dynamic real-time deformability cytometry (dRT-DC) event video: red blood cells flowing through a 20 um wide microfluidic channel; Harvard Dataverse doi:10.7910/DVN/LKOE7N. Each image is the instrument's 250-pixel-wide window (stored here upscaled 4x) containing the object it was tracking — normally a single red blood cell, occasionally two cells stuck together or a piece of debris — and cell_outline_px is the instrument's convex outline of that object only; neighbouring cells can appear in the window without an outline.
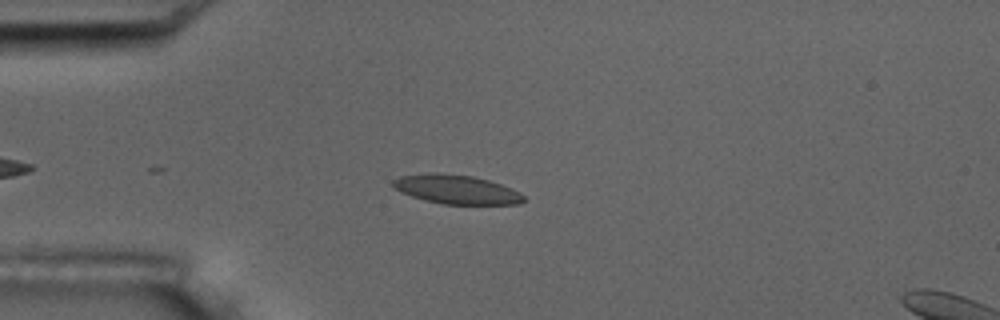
{"species": "common noctule bat (a hibernating species)", "species_latin": "Nyctalus noctula", "temperature_condition": "room temperature", "stored_images_in_passage": 10, "camera_frame_rate_fps": 3000, "um_per_image_px": 0.085, "animal": {"sex": "male", "body_mass_g": 17.5, "forearm_length_mm": 52.3}, "frame": {"image": 1, "passage_image": 4, "time_ms": 3.333, "image_size_px": [1000, 320], "cell_outline_px": [[524, 200], [520, 204], [444, 204], [424, 200], [400, 192], [392, 184], [392, 180], [400, 176], [432, 172], [436, 172], [472, 176], [488, 180], [512, 188], [520, 192], [524, 196]], "centroid_in_image_um": [38.79, 16.1], "position_along_channel_um": 46.2, "area_um2": 22.08}}